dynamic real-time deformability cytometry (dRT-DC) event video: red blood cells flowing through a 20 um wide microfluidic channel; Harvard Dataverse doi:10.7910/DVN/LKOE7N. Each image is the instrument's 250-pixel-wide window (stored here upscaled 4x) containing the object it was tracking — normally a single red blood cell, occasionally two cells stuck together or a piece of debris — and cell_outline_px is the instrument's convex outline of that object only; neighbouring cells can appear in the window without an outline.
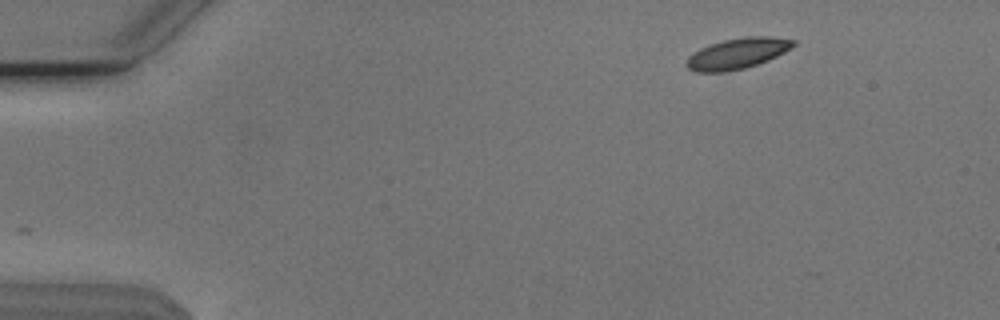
{"species": "Egyptian fruit bat (a non-hibernating species)", "species_latin": "Rousettus aegyptiacus", "temperature_condition": "cold", "stored_images_in_passage": 6, "camera_frame_rate_fps": 3000, "um_per_image_px": 0.085, "animal": {"sex": "male"}, "frame": {"image": 1, "passage_image": 1, "time_ms": 0.0, "image_size_px": [1000, 320], "cell_outline_px": [[796, 44], [792, 48], [768, 60], [744, 68], [724, 72], [696, 72], [688, 68], [684, 64], [688, 56], [700, 48], [708, 44], [724, 40], [744, 36], [772, 36], [796, 40]], "centroid_in_image_um": [62.67, 4.53], "position_along_channel_um": 22.3, "area_um2": 19.31}}